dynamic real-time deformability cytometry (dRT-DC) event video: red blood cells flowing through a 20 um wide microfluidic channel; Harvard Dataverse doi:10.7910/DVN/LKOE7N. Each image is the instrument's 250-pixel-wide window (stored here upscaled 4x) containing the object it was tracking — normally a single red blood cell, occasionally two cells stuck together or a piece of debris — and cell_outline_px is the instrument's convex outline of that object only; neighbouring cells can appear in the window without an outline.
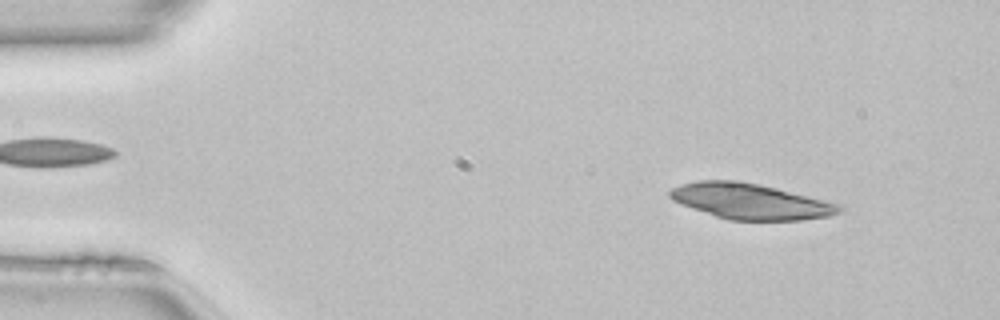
{"species": "common noctule bat (a hibernating species)", "species_latin": "Nyctalus noctula", "temperature_condition": "room temperature", "stored_images_in_passage": 48, "camera_frame_rate_fps": 3000, "um_per_image_px": 0.085, "animal": {"sex": "female", "body_mass_g": 22.7, "forearm_length_mm": 54.2}, "frame": {"image": 1, "passage_image": 5, "time_ms": 1.333, "image_size_px": [1000, 320], "cell_outline_px": [[844, 208], [840, 212], [828, 216], [800, 220], [728, 220], [680, 204], [672, 200], [668, 196], [668, 192], [672, 188], [680, 184], [696, 180], [736, 180], [760, 184], [840, 204]], "centroid_in_image_um": [63.74, 17.1], "position_along_channel_um": 21.3, "area_um2": 35.14}}
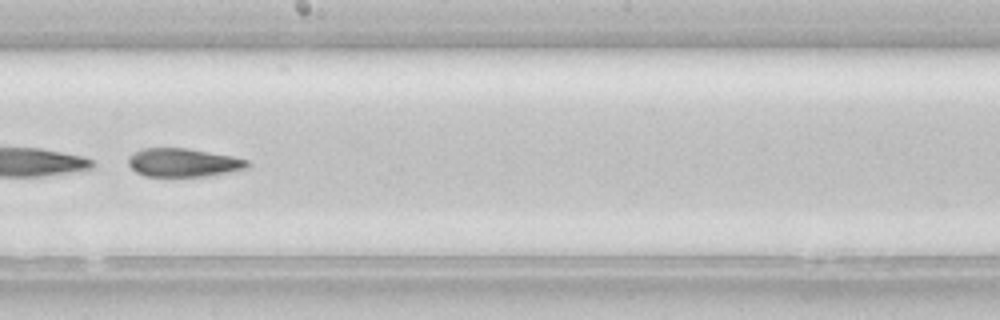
{"frame": {"image": 2, "passage_image": 27, "time_ms": 8.667, "image_size_px": [1000, 320], "cell_outline_px": [[252, 164], [248, 168], [208, 176], [144, 176], [136, 172], [128, 164], [128, 156], [144, 148], [188, 148], [232, 156], [248, 160]], "centroid_in_image_um": [15.6, 13.82], "position_along_channel_um": 232.6, "area_um2": 19.77}}